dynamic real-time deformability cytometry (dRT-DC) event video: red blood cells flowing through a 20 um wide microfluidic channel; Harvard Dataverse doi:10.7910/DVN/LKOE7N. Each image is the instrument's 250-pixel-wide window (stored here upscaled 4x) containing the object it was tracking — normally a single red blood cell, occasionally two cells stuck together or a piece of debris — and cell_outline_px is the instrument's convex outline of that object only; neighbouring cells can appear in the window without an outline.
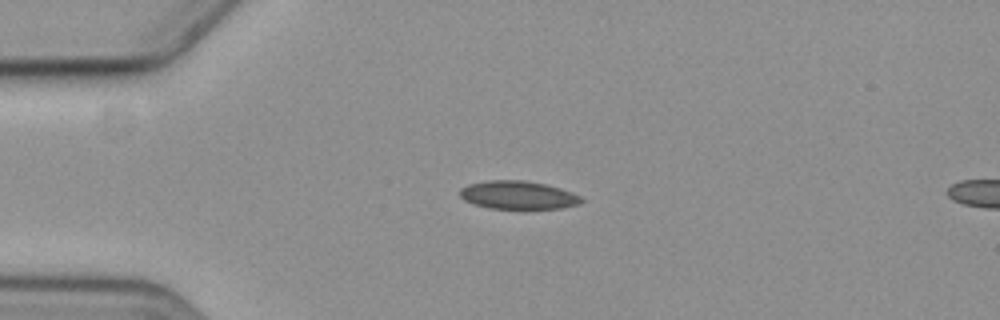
{"species": "common noctule bat (a hibernating species)", "species_latin": "Nyctalus noctula", "temperature_condition": "cold", "stored_images_in_passage": 2, "segment_of_instrument_passage": [1, 2], "camera_frame_rate_fps": 3000, "um_per_image_px": 0.085, "animal": {"sex": "female", "body_mass_g": 19.3, "forearm_length_mm": 54.1}, "frame": {"image": 1, "passage_image": 1, "time_ms": 0.0, "image_size_px": [1000, 320], "cell_outline_px": [[584, 200], [580, 204], [560, 208], [524, 212], [520, 212], [488, 208], [464, 200], [460, 196], [460, 188], [468, 184], [488, 180], [524, 180], [544, 184], [560, 188], [572, 192], [580, 196]], "centroid_in_image_um": [44.06, 16.63], "position_along_channel_um": 40.9, "area_um2": 20.92}}